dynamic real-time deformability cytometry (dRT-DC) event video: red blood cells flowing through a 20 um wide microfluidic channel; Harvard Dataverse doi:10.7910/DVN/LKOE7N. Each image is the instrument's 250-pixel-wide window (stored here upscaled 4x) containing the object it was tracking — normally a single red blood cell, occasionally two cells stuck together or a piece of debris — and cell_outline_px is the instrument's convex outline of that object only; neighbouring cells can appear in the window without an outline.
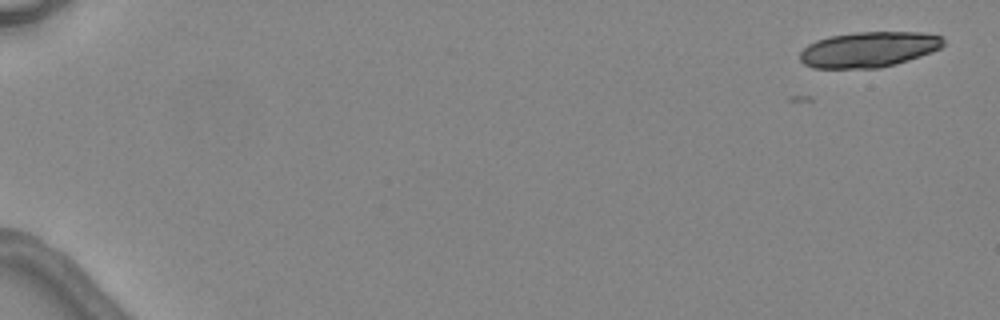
{"species": "common noctule bat (a hibernating species)", "species_latin": "Nyctalus noctula", "temperature_condition": "warm", "stored_images_in_passage": 6, "camera_frame_rate_fps": 3000, "um_per_image_px": 0.085, "animal": {"sex": "female", "body_mass_g": 24.6, "forearm_length_mm": 56.2}, "frame": {"image": 1, "passage_image": 1, "time_ms": 0.0, "image_size_px": [1000, 320], "cell_outline_px": [[944, 44], [940, 48], [932, 52], [896, 64], [876, 68], [812, 68], [804, 64], [800, 60], [800, 52], [808, 44], [816, 40], [828, 36], [856, 32], [924, 32], [944, 36]], "centroid_in_image_um": [73.85, 4.19], "position_along_channel_um": 11.2, "area_um2": 29.88}}
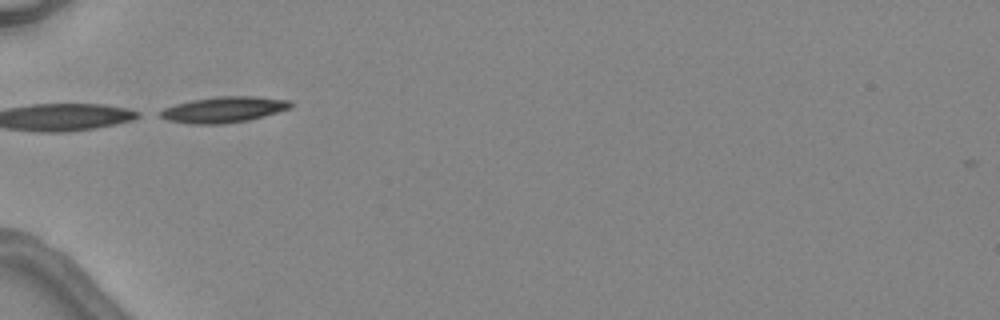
{"frame": {"image": 2, "passage_image": 5, "time_ms": 5.667, "image_size_px": [1000, 320], "cell_outline_px": [[292, 104], [288, 108], [264, 116], [248, 120], [224, 124], [188, 124], [168, 120], [160, 116], [156, 112], [164, 108], [176, 104], [192, 100], [220, 96], [248, 96], [288, 100]], "centroid_in_image_um": [18.94, 9.33], "position_along_channel_um": 66.1, "area_um2": 19.42}}